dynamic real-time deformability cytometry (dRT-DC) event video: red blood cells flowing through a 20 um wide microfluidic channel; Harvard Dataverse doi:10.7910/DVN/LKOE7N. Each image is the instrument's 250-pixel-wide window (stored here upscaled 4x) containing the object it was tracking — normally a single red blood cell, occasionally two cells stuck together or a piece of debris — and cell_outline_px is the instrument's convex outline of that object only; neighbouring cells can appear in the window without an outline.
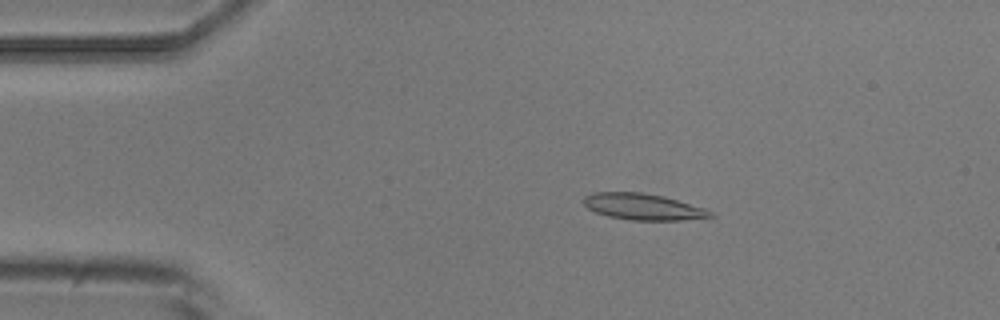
{"species": "common noctule bat (a hibernating species)", "species_latin": "Nyctalus noctula", "temperature_condition": "room temperature", "stored_images_in_passage": 6, "camera_frame_rate_fps": 3000, "um_per_image_px": 0.085, "animal": {"sex": "male", "body_mass_g": 20.5, "forearm_length_mm": 52.5}, "frame": {"image": 1, "passage_image": 2, "time_ms": 1.0, "image_size_px": [1000, 320], "cell_outline_px": [[716, 216], [680, 220], [632, 220], [608, 216], [596, 212], [588, 208], [584, 204], [584, 196], [592, 192], [640, 192], [664, 196], [704, 208], [712, 212]], "centroid_in_image_um": [54.65, 17.57], "position_along_channel_um": 30.4, "area_um2": 19.31}}
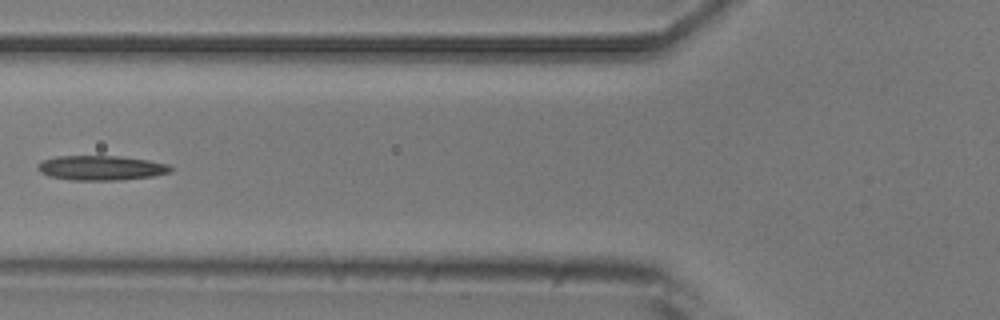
{"frame": {"image": 2, "passage_image": 5, "time_ms": 4.667, "image_size_px": [1000, 320], "cell_outline_px": [[172, 172], [152, 176], [120, 180], [72, 180], [48, 176], [40, 172], [36, 168], [36, 164], [44, 160], [56, 156], [120, 156], [148, 160], [168, 164], [172, 168]], "centroid_in_image_um": [8.57, 14.27], "position_along_channel_um": 117.2, "area_um2": 19.19}}
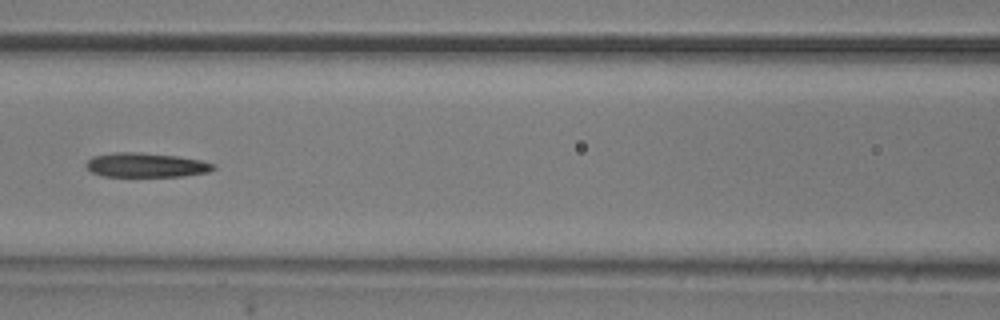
{"frame": {"image": 3, "passage_image": 6, "time_ms": 5.667, "image_size_px": [1000, 320], "cell_outline_px": [[216, 168], [208, 172], [184, 176], [104, 176], [92, 172], [84, 164], [92, 156], [116, 152], [140, 152], [176, 156], [200, 160], [216, 164]], "centroid_in_image_um": [12.42, 14.02], "position_along_channel_um": 154.2, "area_um2": 18.03}}